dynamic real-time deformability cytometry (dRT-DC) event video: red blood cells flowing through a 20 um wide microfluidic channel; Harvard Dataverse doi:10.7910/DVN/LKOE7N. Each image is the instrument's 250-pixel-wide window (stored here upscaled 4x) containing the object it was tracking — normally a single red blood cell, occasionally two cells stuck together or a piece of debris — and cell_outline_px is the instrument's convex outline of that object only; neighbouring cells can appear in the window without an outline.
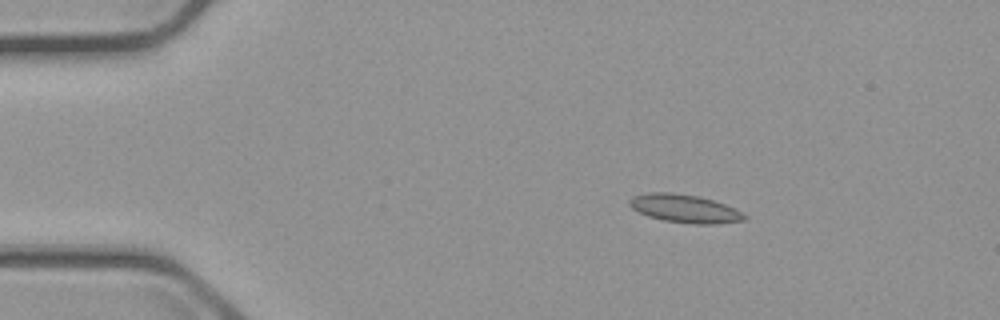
{"species": "common noctule bat (a hibernating species)", "species_latin": "Nyctalus noctula", "temperature_condition": "cold", "stored_images_in_passage": 3, "camera_frame_rate_fps": 3000, "um_per_image_px": 0.085, "animal": {"sex": "male", "body_mass_g": 23.1, "forearm_length_mm": 52.7}, "frame": {"image": 1, "passage_image": 1, "time_ms": 0.0, "image_size_px": [1000, 320], "cell_outline_px": [[748, 216], [744, 220], [716, 224], [692, 224], [664, 220], [648, 216], [632, 208], [628, 204], [628, 200], [632, 196], [648, 192], [672, 192], [700, 196], [736, 208]], "centroid_in_image_um": [58.2, 17.72], "position_along_channel_um": 26.8, "area_um2": 19.02}}